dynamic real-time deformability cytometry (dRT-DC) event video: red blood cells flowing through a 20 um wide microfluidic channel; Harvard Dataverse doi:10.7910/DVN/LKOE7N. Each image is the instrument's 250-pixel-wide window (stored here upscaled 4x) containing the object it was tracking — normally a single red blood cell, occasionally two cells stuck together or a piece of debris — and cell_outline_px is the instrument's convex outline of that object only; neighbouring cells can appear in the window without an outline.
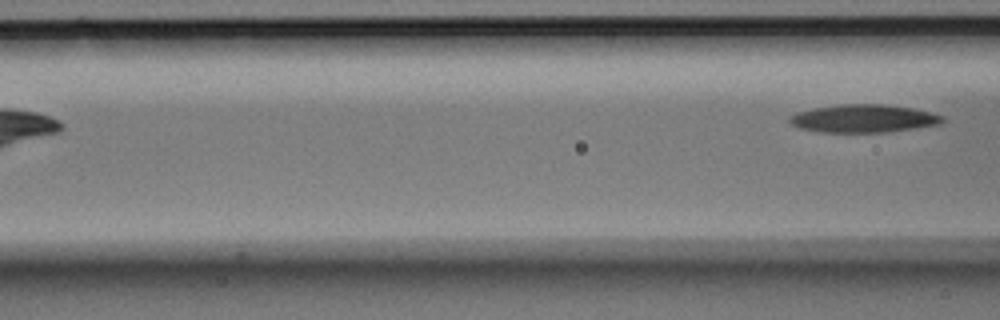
{"species": "Egyptian fruit bat (a non-hibernating species)", "species_latin": "Rousettus aegyptiacus", "temperature_condition": "room temperature", "stored_images_in_passage": 6, "camera_frame_rate_fps": 3000, "um_per_image_px": 0.085, "animal": {"sex": "male"}, "frame": {"image": 1, "passage_image": 6, "time_ms": 1.667, "image_size_px": [1000, 320], "cell_outline_px": [[944, 120], [940, 124], [888, 132], [820, 132], [800, 128], [792, 124], [788, 120], [788, 116], [796, 112], [812, 108], [844, 104], [884, 104], [912, 108], [944, 116]], "centroid_in_image_um": [73.37, 10.07], "position_along_channel_um": 93.2, "area_um2": 24.85}}